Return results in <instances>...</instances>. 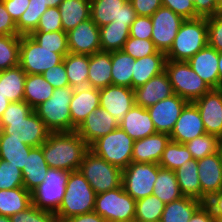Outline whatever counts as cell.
Listing matches in <instances>:
<instances>
[{"mask_svg": "<svg viewBox=\"0 0 222 222\" xmlns=\"http://www.w3.org/2000/svg\"><path fill=\"white\" fill-rule=\"evenodd\" d=\"M203 203L195 198L183 196L165 204L160 222H188Z\"/></svg>", "mask_w": 222, "mask_h": 222, "instance_id": "37", "label": "cell"}, {"mask_svg": "<svg viewBox=\"0 0 222 222\" xmlns=\"http://www.w3.org/2000/svg\"><path fill=\"white\" fill-rule=\"evenodd\" d=\"M158 164L131 162L122 170V186L136 201L152 195Z\"/></svg>", "mask_w": 222, "mask_h": 222, "instance_id": "11", "label": "cell"}, {"mask_svg": "<svg viewBox=\"0 0 222 222\" xmlns=\"http://www.w3.org/2000/svg\"><path fill=\"white\" fill-rule=\"evenodd\" d=\"M0 35H20L2 0H0Z\"/></svg>", "mask_w": 222, "mask_h": 222, "instance_id": "57", "label": "cell"}, {"mask_svg": "<svg viewBox=\"0 0 222 222\" xmlns=\"http://www.w3.org/2000/svg\"><path fill=\"white\" fill-rule=\"evenodd\" d=\"M218 69H219V79H220V89H221L222 88V51L219 52Z\"/></svg>", "mask_w": 222, "mask_h": 222, "instance_id": "64", "label": "cell"}, {"mask_svg": "<svg viewBox=\"0 0 222 222\" xmlns=\"http://www.w3.org/2000/svg\"><path fill=\"white\" fill-rule=\"evenodd\" d=\"M101 51L122 50L125 42L130 37L129 27L126 24H114L99 27Z\"/></svg>", "mask_w": 222, "mask_h": 222, "instance_id": "40", "label": "cell"}, {"mask_svg": "<svg viewBox=\"0 0 222 222\" xmlns=\"http://www.w3.org/2000/svg\"><path fill=\"white\" fill-rule=\"evenodd\" d=\"M69 52L92 55L101 51L99 27L88 19L67 32Z\"/></svg>", "mask_w": 222, "mask_h": 222, "instance_id": "16", "label": "cell"}, {"mask_svg": "<svg viewBox=\"0 0 222 222\" xmlns=\"http://www.w3.org/2000/svg\"><path fill=\"white\" fill-rule=\"evenodd\" d=\"M170 140L169 134L160 132L135 140L132 162L158 164Z\"/></svg>", "mask_w": 222, "mask_h": 222, "instance_id": "25", "label": "cell"}, {"mask_svg": "<svg viewBox=\"0 0 222 222\" xmlns=\"http://www.w3.org/2000/svg\"><path fill=\"white\" fill-rule=\"evenodd\" d=\"M165 203L154 195L136 201L135 221H160Z\"/></svg>", "mask_w": 222, "mask_h": 222, "instance_id": "44", "label": "cell"}, {"mask_svg": "<svg viewBox=\"0 0 222 222\" xmlns=\"http://www.w3.org/2000/svg\"><path fill=\"white\" fill-rule=\"evenodd\" d=\"M135 105L148 108L174 94L165 71L152 77L144 85L134 89Z\"/></svg>", "mask_w": 222, "mask_h": 222, "instance_id": "23", "label": "cell"}, {"mask_svg": "<svg viewBox=\"0 0 222 222\" xmlns=\"http://www.w3.org/2000/svg\"><path fill=\"white\" fill-rule=\"evenodd\" d=\"M136 17L128 0H90V18L98 27L114 22L130 28Z\"/></svg>", "mask_w": 222, "mask_h": 222, "instance_id": "12", "label": "cell"}, {"mask_svg": "<svg viewBox=\"0 0 222 222\" xmlns=\"http://www.w3.org/2000/svg\"><path fill=\"white\" fill-rule=\"evenodd\" d=\"M26 76L20 66L0 71V93L10 102L24 101Z\"/></svg>", "mask_w": 222, "mask_h": 222, "instance_id": "30", "label": "cell"}, {"mask_svg": "<svg viewBox=\"0 0 222 222\" xmlns=\"http://www.w3.org/2000/svg\"><path fill=\"white\" fill-rule=\"evenodd\" d=\"M206 133L203 120L194 102H188L169 134L171 141L185 144Z\"/></svg>", "mask_w": 222, "mask_h": 222, "instance_id": "19", "label": "cell"}, {"mask_svg": "<svg viewBox=\"0 0 222 222\" xmlns=\"http://www.w3.org/2000/svg\"><path fill=\"white\" fill-rule=\"evenodd\" d=\"M174 172L182 195L201 201V185L198 177L197 160L186 161Z\"/></svg>", "mask_w": 222, "mask_h": 222, "instance_id": "34", "label": "cell"}, {"mask_svg": "<svg viewBox=\"0 0 222 222\" xmlns=\"http://www.w3.org/2000/svg\"><path fill=\"white\" fill-rule=\"evenodd\" d=\"M218 59L219 52L207 45L187 62L210 89H220Z\"/></svg>", "mask_w": 222, "mask_h": 222, "instance_id": "22", "label": "cell"}, {"mask_svg": "<svg viewBox=\"0 0 222 222\" xmlns=\"http://www.w3.org/2000/svg\"><path fill=\"white\" fill-rule=\"evenodd\" d=\"M23 187L22 170L0 159V190Z\"/></svg>", "mask_w": 222, "mask_h": 222, "instance_id": "48", "label": "cell"}, {"mask_svg": "<svg viewBox=\"0 0 222 222\" xmlns=\"http://www.w3.org/2000/svg\"><path fill=\"white\" fill-rule=\"evenodd\" d=\"M137 16L151 17L157 9L162 7V0H128Z\"/></svg>", "mask_w": 222, "mask_h": 222, "instance_id": "56", "label": "cell"}, {"mask_svg": "<svg viewBox=\"0 0 222 222\" xmlns=\"http://www.w3.org/2000/svg\"><path fill=\"white\" fill-rule=\"evenodd\" d=\"M0 222H11L10 217L0 215Z\"/></svg>", "mask_w": 222, "mask_h": 222, "instance_id": "68", "label": "cell"}, {"mask_svg": "<svg viewBox=\"0 0 222 222\" xmlns=\"http://www.w3.org/2000/svg\"><path fill=\"white\" fill-rule=\"evenodd\" d=\"M215 222H222V218H215Z\"/></svg>", "mask_w": 222, "mask_h": 222, "instance_id": "70", "label": "cell"}, {"mask_svg": "<svg viewBox=\"0 0 222 222\" xmlns=\"http://www.w3.org/2000/svg\"><path fill=\"white\" fill-rule=\"evenodd\" d=\"M206 133L222 138V88L211 89L194 101Z\"/></svg>", "mask_w": 222, "mask_h": 222, "instance_id": "17", "label": "cell"}, {"mask_svg": "<svg viewBox=\"0 0 222 222\" xmlns=\"http://www.w3.org/2000/svg\"><path fill=\"white\" fill-rule=\"evenodd\" d=\"M130 37L137 39H151L152 20L148 16H137L129 28Z\"/></svg>", "mask_w": 222, "mask_h": 222, "instance_id": "55", "label": "cell"}, {"mask_svg": "<svg viewBox=\"0 0 222 222\" xmlns=\"http://www.w3.org/2000/svg\"><path fill=\"white\" fill-rule=\"evenodd\" d=\"M188 103L185 99L173 94L146 108L157 132L170 134L182 110Z\"/></svg>", "mask_w": 222, "mask_h": 222, "instance_id": "15", "label": "cell"}, {"mask_svg": "<svg viewBox=\"0 0 222 222\" xmlns=\"http://www.w3.org/2000/svg\"><path fill=\"white\" fill-rule=\"evenodd\" d=\"M48 9L42 0H30L25 12L16 23L20 35H30L38 26L41 15Z\"/></svg>", "mask_w": 222, "mask_h": 222, "instance_id": "43", "label": "cell"}, {"mask_svg": "<svg viewBox=\"0 0 222 222\" xmlns=\"http://www.w3.org/2000/svg\"><path fill=\"white\" fill-rule=\"evenodd\" d=\"M21 35H0V71L19 66Z\"/></svg>", "mask_w": 222, "mask_h": 222, "instance_id": "41", "label": "cell"}, {"mask_svg": "<svg viewBox=\"0 0 222 222\" xmlns=\"http://www.w3.org/2000/svg\"><path fill=\"white\" fill-rule=\"evenodd\" d=\"M166 54L157 51L155 54L136 59L132 74V89L144 85L152 77L165 71Z\"/></svg>", "mask_w": 222, "mask_h": 222, "instance_id": "28", "label": "cell"}, {"mask_svg": "<svg viewBox=\"0 0 222 222\" xmlns=\"http://www.w3.org/2000/svg\"><path fill=\"white\" fill-rule=\"evenodd\" d=\"M193 159L185 144L169 141L158 163L161 168L175 171L186 161Z\"/></svg>", "mask_w": 222, "mask_h": 222, "instance_id": "42", "label": "cell"}, {"mask_svg": "<svg viewBox=\"0 0 222 222\" xmlns=\"http://www.w3.org/2000/svg\"><path fill=\"white\" fill-rule=\"evenodd\" d=\"M0 130L31 147H40L50 133L34 110L23 120L0 121Z\"/></svg>", "mask_w": 222, "mask_h": 222, "instance_id": "13", "label": "cell"}, {"mask_svg": "<svg viewBox=\"0 0 222 222\" xmlns=\"http://www.w3.org/2000/svg\"><path fill=\"white\" fill-rule=\"evenodd\" d=\"M58 8L63 31L66 33L90 19V0H63Z\"/></svg>", "mask_w": 222, "mask_h": 222, "instance_id": "31", "label": "cell"}, {"mask_svg": "<svg viewBox=\"0 0 222 222\" xmlns=\"http://www.w3.org/2000/svg\"><path fill=\"white\" fill-rule=\"evenodd\" d=\"M152 195L159 198L165 204L183 197L173 170L164 169L158 165V175L154 183Z\"/></svg>", "mask_w": 222, "mask_h": 222, "instance_id": "38", "label": "cell"}, {"mask_svg": "<svg viewBox=\"0 0 222 222\" xmlns=\"http://www.w3.org/2000/svg\"><path fill=\"white\" fill-rule=\"evenodd\" d=\"M195 1L199 0H162V6L171 9L184 19H196L200 16L194 8Z\"/></svg>", "mask_w": 222, "mask_h": 222, "instance_id": "52", "label": "cell"}, {"mask_svg": "<svg viewBox=\"0 0 222 222\" xmlns=\"http://www.w3.org/2000/svg\"><path fill=\"white\" fill-rule=\"evenodd\" d=\"M215 218H222V190L212 194L205 202Z\"/></svg>", "mask_w": 222, "mask_h": 222, "instance_id": "60", "label": "cell"}, {"mask_svg": "<svg viewBox=\"0 0 222 222\" xmlns=\"http://www.w3.org/2000/svg\"><path fill=\"white\" fill-rule=\"evenodd\" d=\"M134 61L135 59L126 54L123 50L111 52L112 85L132 88Z\"/></svg>", "mask_w": 222, "mask_h": 222, "instance_id": "39", "label": "cell"}, {"mask_svg": "<svg viewBox=\"0 0 222 222\" xmlns=\"http://www.w3.org/2000/svg\"><path fill=\"white\" fill-rule=\"evenodd\" d=\"M67 222H107L103 217L94 211L86 214L71 216L66 219Z\"/></svg>", "mask_w": 222, "mask_h": 222, "instance_id": "62", "label": "cell"}, {"mask_svg": "<svg viewBox=\"0 0 222 222\" xmlns=\"http://www.w3.org/2000/svg\"><path fill=\"white\" fill-rule=\"evenodd\" d=\"M34 109L25 101L10 102L0 121H17L26 118Z\"/></svg>", "mask_w": 222, "mask_h": 222, "instance_id": "54", "label": "cell"}, {"mask_svg": "<svg viewBox=\"0 0 222 222\" xmlns=\"http://www.w3.org/2000/svg\"><path fill=\"white\" fill-rule=\"evenodd\" d=\"M69 172L49 168L44 181L32 193V204L40 210L56 213L63 201Z\"/></svg>", "mask_w": 222, "mask_h": 222, "instance_id": "9", "label": "cell"}, {"mask_svg": "<svg viewBox=\"0 0 222 222\" xmlns=\"http://www.w3.org/2000/svg\"><path fill=\"white\" fill-rule=\"evenodd\" d=\"M201 201L222 190V164L218 152L197 160Z\"/></svg>", "mask_w": 222, "mask_h": 222, "instance_id": "21", "label": "cell"}, {"mask_svg": "<svg viewBox=\"0 0 222 222\" xmlns=\"http://www.w3.org/2000/svg\"><path fill=\"white\" fill-rule=\"evenodd\" d=\"M48 7H58L63 0H42Z\"/></svg>", "mask_w": 222, "mask_h": 222, "instance_id": "65", "label": "cell"}, {"mask_svg": "<svg viewBox=\"0 0 222 222\" xmlns=\"http://www.w3.org/2000/svg\"><path fill=\"white\" fill-rule=\"evenodd\" d=\"M49 166L45 161L42 147H33L22 169L23 187L32 192L45 179Z\"/></svg>", "mask_w": 222, "mask_h": 222, "instance_id": "27", "label": "cell"}, {"mask_svg": "<svg viewBox=\"0 0 222 222\" xmlns=\"http://www.w3.org/2000/svg\"><path fill=\"white\" fill-rule=\"evenodd\" d=\"M165 72L174 94L188 102H194L211 90L187 61L166 60Z\"/></svg>", "mask_w": 222, "mask_h": 222, "instance_id": "5", "label": "cell"}, {"mask_svg": "<svg viewBox=\"0 0 222 222\" xmlns=\"http://www.w3.org/2000/svg\"><path fill=\"white\" fill-rule=\"evenodd\" d=\"M119 128V122L104 108L92 111L76 129L80 137L90 146L94 141Z\"/></svg>", "mask_w": 222, "mask_h": 222, "instance_id": "20", "label": "cell"}, {"mask_svg": "<svg viewBox=\"0 0 222 222\" xmlns=\"http://www.w3.org/2000/svg\"><path fill=\"white\" fill-rule=\"evenodd\" d=\"M133 145L134 140L119 127L94 141L89 150L123 170L132 162Z\"/></svg>", "mask_w": 222, "mask_h": 222, "instance_id": "6", "label": "cell"}, {"mask_svg": "<svg viewBox=\"0 0 222 222\" xmlns=\"http://www.w3.org/2000/svg\"><path fill=\"white\" fill-rule=\"evenodd\" d=\"M136 200L124 191L123 186L97 194L94 212L107 222H134Z\"/></svg>", "mask_w": 222, "mask_h": 222, "instance_id": "8", "label": "cell"}, {"mask_svg": "<svg viewBox=\"0 0 222 222\" xmlns=\"http://www.w3.org/2000/svg\"><path fill=\"white\" fill-rule=\"evenodd\" d=\"M63 30L58 7H48L41 15L37 28L32 33H49Z\"/></svg>", "mask_w": 222, "mask_h": 222, "instance_id": "49", "label": "cell"}, {"mask_svg": "<svg viewBox=\"0 0 222 222\" xmlns=\"http://www.w3.org/2000/svg\"><path fill=\"white\" fill-rule=\"evenodd\" d=\"M95 196L93 188L80 170L69 172L63 201L55 216L67 219L71 216L94 211Z\"/></svg>", "mask_w": 222, "mask_h": 222, "instance_id": "4", "label": "cell"}, {"mask_svg": "<svg viewBox=\"0 0 222 222\" xmlns=\"http://www.w3.org/2000/svg\"><path fill=\"white\" fill-rule=\"evenodd\" d=\"M150 18L152 20L151 40L158 51L166 54L185 19L163 6L157 9Z\"/></svg>", "mask_w": 222, "mask_h": 222, "instance_id": "14", "label": "cell"}, {"mask_svg": "<svg viewBox=\"0 0 222 222\" xmlns=\"http://www.w3.org/2000/svg\"><path fill=\"white\" fill-rule=\"evenodd\" d=\"M111 66V52L89 55L88 86L100 89L112 85Z\"/></svg>", "mask_w": 222, "mask_h": 222, "instance_id": "29", "label": "cell"}, {"mask_svg": "<svg viewBox=\"0 0 222 222\" xmlns=\"http://www.w3.org/2000/svg\"><path fill=\"white\" fill-rule=\"evenodd\" d=\"M217 152L219 154V157H220V160H221V164H222V138H220Z\"/></svg>", "mask_w": 222, "mask_h": 222, "instance_id": "66", "label": "cell"}, {"mask_svg": "<svg viewBox=\"0 0 222 222\" xmlns=\"http://www.w3.org/2000/svg\"><path fill=\"white\" fill-rule=\"evenodd\" d=\"M119 127L134 141L157 133L148 110L138 105L124 115Z\"/></svg>", "mask_w": 222, "mask_h": 222, "instance_id": "26", "label": "cell"}, {"mask_svg": "<svg viewBox=\"0 0 222 222\" xmlns=\"http://www.w3.org/2000/svg\"><path fill=\"white\" fill-rule=\"evenodd\" d=\"M41 75L53 86L54 89L70 86L63 61L44 71Z\"/></svg>", "mask_w": 222, "mask_h": 222, "instance_id": "53", "label": "cell"}, {"mask_svg": "<svg viewBox=\"0 0 222 222\" xmlns=\"http://www.w3.org/2000/svg\"><path fill=\"white\" fill-rule=\"evenodd\" d=\"M193 5L200 17H209L220 12L218 0H199L195 1Z\"/></svg>", "mask_w": 222, "mask_h": 222, "instance_id": "58", "label": "cell"}, {"mask_svg": "<svg viewBox=\"0 0 222 222\" xmlns=\"http://www.w3.org/2000/svg\"><path fill=\"white\" fill-rule=\"evenodd\" d=\"M10 101L0 93V119L3 115V112L7 109Z\"/></svg>", "mask_w": 222, "mask_h": 222, "instance_id": "63", "label": "cell"}, {"mask_svg": "<svg viewBox=\"0 0 222 222\" xmlns=\"http://www.w3.org/2000/svg\"><path fill=\"white\" fill-rule=\"evenodd\" d=\"M100 107L109 112L119 123L124 115L135 105V94L132 88L109 85L99 89Z\"/></svg>", "mask_w": 222, "mask_h": 222, "instance_id": "18", "label": "cell"}, {"mask_svg": "<svg viewBox=\"0 0 222 222\" xmlns=\"http://www.w3.org/2000/svg\"><path fill=\"white\" fill-rule=\"evenodd\" d=\"M79 170L96 195L122 186V169L90 150L85 154Z\"/></svg>", "mask_w": 222, "mask_h": 222, "instance_id": "7", "label": "cell"}, {"mask_svg": "<svg viewBox=\"0 0 222 222\" xmlns=\"http://www.w3.org/2000/svg\"><path fill=\"white\" fill-rule=\"evenodd\" d=\"M208 45L207 17L185 19L166 53L171 61H188Z\"/></svg>", "mask_w": 222, "mask_h": 222, "instance_id": "2", "label": "cell"}, {"mask_svg": "<svg viewBox=\"0 0 222 222\" xmlns=\"http://www.w3.org/2000/svg\"><path fill=\"white\" fill-rule=\"evenodd\" d=\"M63 62L70 87L77 89L88 86L89 55L69 52Z\"/></svg>", "mask_w": 222, "mask_h": 222, "instance_id": "36", "label": "cell"}, {"mask_svg": "<svg viewBox=\"0 0 222 222\" xmlns=\"http://www.w3.org/2000/svg\"><path fill=\"white\" fill-rule=\"evenodd\" d=\"M53 86L41 74H27L24 85V101L35 109L53 95Z\"/></svg>", "mask_w": 222, "mask_h": 222, "instance_id": "35", "label": "cell"}, {"mask_svg": "<svg viewBox=\"0 0 222 222\" xmlns=\"http://www.w3.org/2000/svg\"><path fill=\"white\" fill-rule=\"evenodd\" d=\"M50 222H67V220L54 216Z\"/></svg>", "mask_w": 222, "mask_h": 222, "instance_id": "67", "label": "cell"}, {"mask_svg": "<svg viewBox=\"0 0 222 222\" xmlns=\"http://www.w3.org/2000/svg\"><path fill=\"white\" fill-rule=\"evenodd\" d=\"M32 205V193L24 187L0 190V215L10 217Z\"/></svg>", "mask_w": 222, "mask_h": 222, "instance_id": "32", "label": "cell"}, {"mask_svg": "<svg viewBox=\"0 0 222 222\" xmlns=\"http://www.w3.org/2000/svg\"><path fill=\"white\" fill-rule=\"evenodd\" d=\"M30 36L42 47L55 50L65 57L69 53L67 33L63 30L49 33H31Z\"/></svg>", "mask_w": 222, "mask_h": 222, "instance_id": "46", "label": "cell"}, {"mask_svg": "<svg viewBox=\"0 0 222 222\" xmlns=\"http://www.w3.org/2000/svg\"><path fill=\"white\" fill-rule=\"evenodd\" d=\"M73 91L74 88L70 86L56 88L47 101L34 109L50 133L76 131L77 128L72 124L69 109Z\"/></svg>", "mask_w": 222, "mask_h": 222, "instance_id": "3", "label": "cell"}, {"mask_svg": "<svg viewBox=\"0 0 222 222\" xmlns=\"http://www.w3.org/2000/svg\"><path fill=\"white\" fill-rule=\"evenodd\" d=\"M33 147L20 142L16 138H10V135L5 134L0 130V159L10 163L14 167L23 169L29 151Z\"/></svg>", "mask_w": 222, "mask_h": 222, "instance_id": "33", "label": "cell"}, {"mask_svg": "<svg viewBox=\"0 0 222 222\" xmlns=\"http://www.w3.org/2000/svg\"><path fill=\"white\" fill-rule=\"evenodd\" d=\"M7 12L13 18L14 22L17 23L21 15L27 9L30 0H2Z\"/></svg>", "mask_w": 222, "mask_h": 222, "instance_id": "59", "label": "cell"}, {"mask_svg": "<svg viewBox=\"0 0 222 222\" xmlns=\"http://www.w3.org/2000/svg\"><path fill=\"white\" fill-rule=\"evenodd\" d=\"M41 147L49 168L67 172L79 170L89 151V145L76 131L49 133Z\"/></svg>", "mask_w": 222, "mask_h": 222, "instance_id": "1", "label": "cell"}, {"mask_svg": "<svg viewBox=\"0 0 222 222\" xmlns=\"http://www.w3.org/2000/svg\"><path fill=\"white\" fill-rule=\"evenodd\" d=\"M208 45L222 51V12L207 17Z\"/></svg>", "mask_w": 222, "mask_h": 222, "instance_id": "51", "label": "cell"}, {"mask_svg": "<svg viewBox=\"0 0 222 222\" xmlns=\"http://www.w3.org/2000/svg\"><path fill=\"white\" fill-rule=\"evenodd\" d=\"M122 50L135 60L155 54L158 51L151 39H137L134 37L128 38Z\"/></svg>", "mask_w": 222, "mask_h": 222, "instance_id": "47", "label": "cell"}, {"mask_svg": "<svg viewBox=\"0 0 222 222\" xmlns=\"http://www.w3.org/2000/svg\"><path fill=\"white\" fill-rule=\"evenodd\" d=\"M54 213L40 210L33 204L24 211L10 216L11 222H50Z\"/></svg>", "mask_w": 222, "mask_h": 222, "instance_id": "50", "label": "cell"}, {"mask_svg": "<svg viewBox=\"0 0 222 222\" xmlns=\"http://www.w3.org/2000/svg\"><path fill=\"white\" fill-rule=\"evenodd\" d=\"M218 3L220 5V12H222V0H218Z\"/></svg>", "mask_w": 222, "mask_h": 222, "instance_id": "69", "label": "cell"}, {"mask_svg": "<svg viewBox=\"0 0 222 222\" xmlns=\"http://www.w3.org/2000/svg\"><path fill=\"white\" fill-rule=\"evenodd\" d=\"M100 107V92L98 88L86 86L74 89L69 105L72 124L78 128L86 117Z\"/></svg>", "mask_w": 222, "mask_h": 222, "instance_id": "24", "label": "cell"}, {"mask_svg": "<svg viewBox=\"0 0 222 222\" xmlns=\"http://www.w3.org/2000/svg\"><path fill=\"white\" fill-rule=\"evenodd\" d=\"M60 53L42 47L30 35H21L19 66L26 74H42L63 61Z\"/></svg>", "mask_w": 222, "mask_h": 222, "instance_id": "10", "label": "cell"}, {"mask_svg": "<svg viewBox=\"0 0 222 222\" xmlns=\"http://www.w3.org/2000/svg\"><path fill=\"white\" fill-rule=\"evenodd\" d=\"M220 138L218 136L205 133L185 143L187 149L191 152L193 159H203L218 150Z\"/></svg>", "mask_w": 222, "mask_h": 222, "instance_id": "45", "label": "cell"}, {"mask_svg": "<svg viewBox=\"0 0 222 222\" xmlns=\"http://www.w3.org/2000/svg\"><path fill=\"white\" fill-rule=\"evenodd\" d=\"M188 222H215L210 208L203 203L193 214Z\"/></svg>", "mask_w": 222, "mask_h": 222, "instance_id": "61", "label": "cell"}]
</instances>
